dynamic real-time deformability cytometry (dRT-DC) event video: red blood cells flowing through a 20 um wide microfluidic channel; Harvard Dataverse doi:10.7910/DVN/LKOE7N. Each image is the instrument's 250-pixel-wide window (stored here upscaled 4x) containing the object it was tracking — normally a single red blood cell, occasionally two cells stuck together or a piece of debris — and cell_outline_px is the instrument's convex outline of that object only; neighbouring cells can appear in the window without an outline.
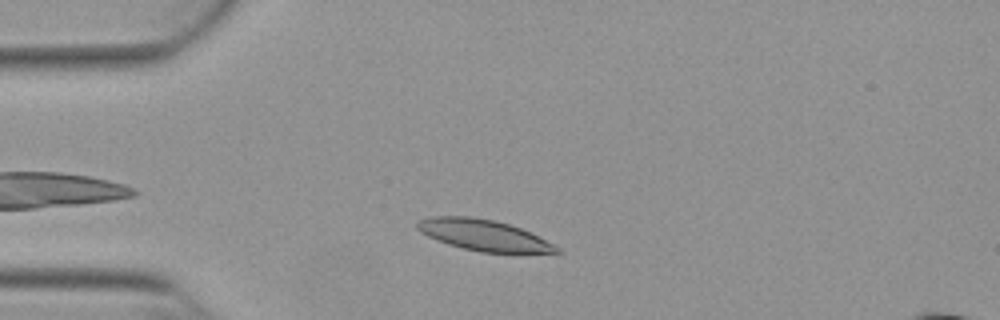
{"species": "Egyptian fruit bat (a non-hibernating species)", "species_latin": "Rousettus aegyptiacus", "temperature_condition": "warm", "stored_images_in_passage": 46, "camera_frame_rate_fps": 3000, "um_per_image_px": 0.085, "animal": {"sex": "female"}, "frame": {"image": 1, "passage_image": 6, "time_ms": 1.667, "image_size_px": [1000, 320], "cell_outline_px": [[560, 252], [480, 252], [448, 244], [436, 240], [420, 232], [416, 228], [416, 224], [420, 220], [432, 216], [468, 216], [492, 220], [508, 224], [520, 228], [560, 248]], "centroid_in_image_um": [41.02, 19.97], "position_along_channel_um": 44.0, "area_um2": 24.57}}
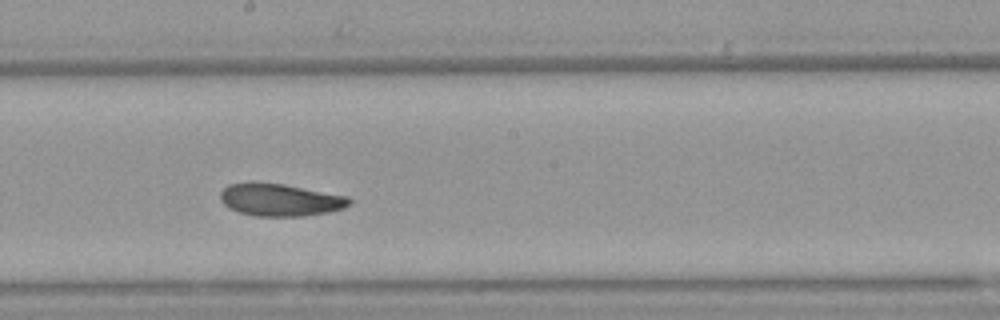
{"frame": {"image": 2, "passage_image": 22, "time_ms": 7.0, "image_size_px": [1000, 320], "cell_outline_px": [[352, 204], [344, 208], [328, 212], [304, 216], [256, 216], [240, 212], [228, 208], [220, 200], [220, 192], [228, 184], [284, 184], [348, 196], [352, 200]], "centroid_in_image_um": [23.86, 17.01], "position_along_channel_um": 224.3, "area_um2": 24.04}}
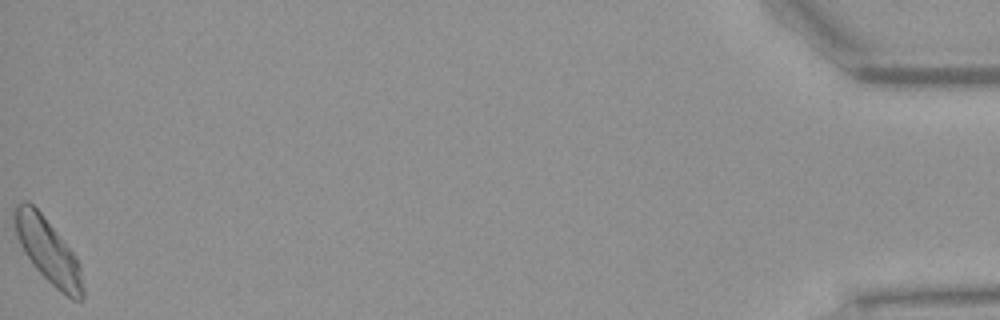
{"frame": {"image": 3, "passage_image": 46, "time_ms": 15.0, "image_size_px": [1000, 320], "cell_outline_px": [[84, 296], [80, 300], [72, 300], [60, 292], [32, 264], [24, 252], [16, 236], [12, 224], [12, 204], [24, 200], [28, 200], [40, 212], [76, 256], [80, 264], [84, 288]], "centroid_in_image_um": [4.03, 21.27], "position_along_channel_um": 431.2, "area_um2": 26.01}, "authors_computed_cell_mechanics": {"area_um2": 24.5361, "velocity_mm_per_s": 3.836, "shape_relaxation_time_tau1_ms": 3.657, "shape_relaxation_time_tau2_ms": 4.4365, "deformation_change_tau1": 0.1171, "deformation_change_tau2": 0.1047}}